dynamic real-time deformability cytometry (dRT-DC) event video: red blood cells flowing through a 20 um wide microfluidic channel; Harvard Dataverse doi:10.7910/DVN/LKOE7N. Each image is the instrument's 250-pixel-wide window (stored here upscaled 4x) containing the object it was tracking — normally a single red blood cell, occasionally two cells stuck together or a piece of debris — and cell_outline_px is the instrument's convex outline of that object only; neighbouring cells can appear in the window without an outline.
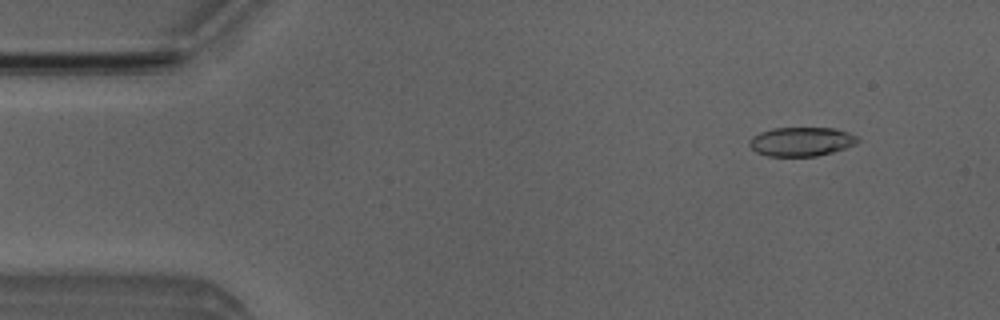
{"species": "Egyptian fruit bat (a non-hibernating species)", "species_latin": "Rousettus aegyptiacus", "temperature_condition": "room temperature", "stored_images_in_passage": 4, "camera_frame_rate_fps": 3000, "um_per_image_px": 0.085, "animal": {"sex": "male"}, "frame": {"image": 1, "passage_image": 2, "time_ms": 1.333, "image_size_px": [1000, 320], "cell_outline_px": [[860, 140], [856, 144], [832, 152], [816, 156], [768, 156], [756, 152], [748, 144], [748, 140], [752, 136], [760, 132], [772, 128], [836, 128], [860, 136]], "centroid_in_image_um": [68.12, 12.03], "position_along_channel_um": 16.9, "area_um2": 18.5}}